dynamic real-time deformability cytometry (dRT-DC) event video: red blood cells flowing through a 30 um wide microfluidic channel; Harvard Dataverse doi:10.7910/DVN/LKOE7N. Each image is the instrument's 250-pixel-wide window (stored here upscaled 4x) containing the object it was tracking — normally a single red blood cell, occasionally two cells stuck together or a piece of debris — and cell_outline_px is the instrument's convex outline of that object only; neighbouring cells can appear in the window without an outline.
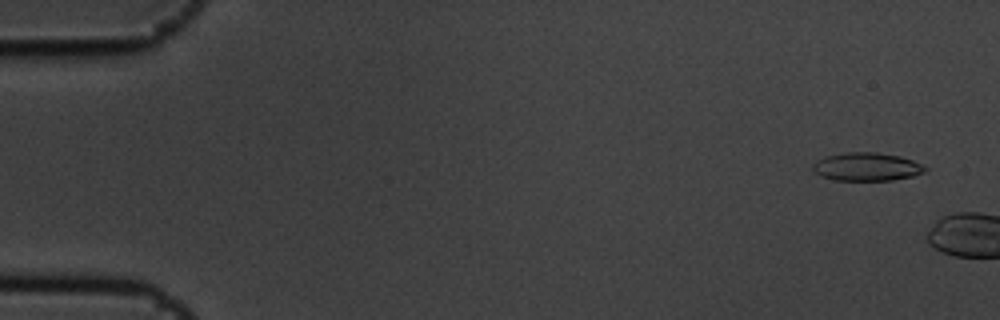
{"species": "common noctule bat (a hibernating species)", "species_latin": "Nyctalus noctula", "temperature_condition": "cold", "stored_images_in_passage": 7, "camera_frame_rate_fps": 3000, "um_per_image_px": 0.085, "animal": {"sex": "male", "body_mass_g": 19.5, "forearm_length_mm": 54.6}, "frame": {"image": 1, "passage_image": 1, "time_ms": 0.0, "image_size_px": [1000, 320], "cell_outline_px": [[928, 168], [924, 172], [912, 176], [892, 180], [836, 180], [820, 176], [812, 172], [812, 164], [816, 160], [824, 156], [844, 152], [876, 152], [900, 156], [924, 164]], "centroid_in_image_um": [73.64, 14.16], "position_along_channel_um": 11.4, "area_um2": 18.73}}